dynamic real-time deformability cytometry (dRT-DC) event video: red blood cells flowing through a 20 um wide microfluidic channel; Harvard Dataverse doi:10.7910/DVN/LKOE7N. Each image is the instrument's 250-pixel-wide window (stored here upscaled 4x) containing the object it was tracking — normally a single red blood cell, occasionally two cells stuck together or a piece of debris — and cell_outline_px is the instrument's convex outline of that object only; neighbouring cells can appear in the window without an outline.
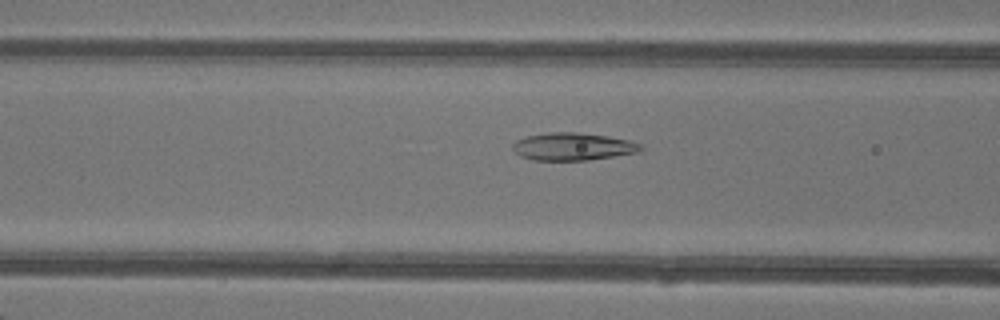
{"species": "common noctule bat (a hibernating species)", "species_latin": "Nyctalus noctula", "temperature_condition": "warm", "stored_images_in_passage": 14, "camera_frame_rate_fps": 3000, "um_per_image_px": 0.085, "animal": {"sex": "female"}, "frame": {"image": 1, "passage_image": 12, "time_ms": 3.667, "image_size_px": [1000, 320], "cell_outline_px": [[644, 148], [640, 152], [588, 160], [532, 160], [520, 156], [512, 148], [512, 144], [516, 140], [528, 136], [548, 132], [576, 132], [608, 136], [628, 140], [640, 144]], "centroid_in_image_um": [48.69, 12.46], "position_along_channel_um": 117.9, "area_um2": 20.58}}